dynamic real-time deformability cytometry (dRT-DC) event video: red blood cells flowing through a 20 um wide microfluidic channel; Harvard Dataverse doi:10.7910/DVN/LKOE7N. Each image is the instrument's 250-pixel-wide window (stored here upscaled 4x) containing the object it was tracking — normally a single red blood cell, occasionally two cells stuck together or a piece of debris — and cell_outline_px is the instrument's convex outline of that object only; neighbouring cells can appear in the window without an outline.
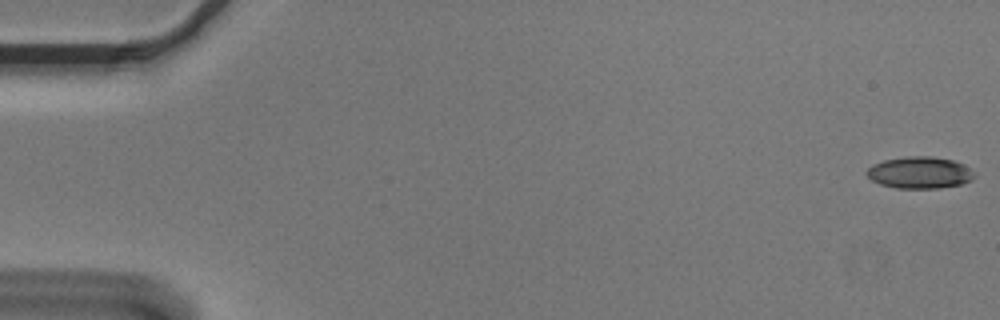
{"species": "Egyptian fruit bat (a non-hibernating species)", "species_latin": "Rousettus aegyptiacus", "temperature_condition": "cold", "stored_images_in_passage": 56, "camera_frame_rate_fps": 3000, "um_per_image_px": 0.085, "animal": {"sex": "male"}, "frame": {"image": 1, "passage_image": 1, "time_ms": 0.0, "image_size_px": [1000, 320], "cell_outline_px": [[976, 176], [972, 180], [960, 184], [936, 188], [896, 188], [880, 184], [872, 180], [864, 172], [872, 164], [884, 160], [908, 156], [932, 156], [952, 160], [964, 164]], "centroid_in_image_um": [78.15, 14.66], "position_along_channel_um": 6.9, "area_um2": 19.88}}
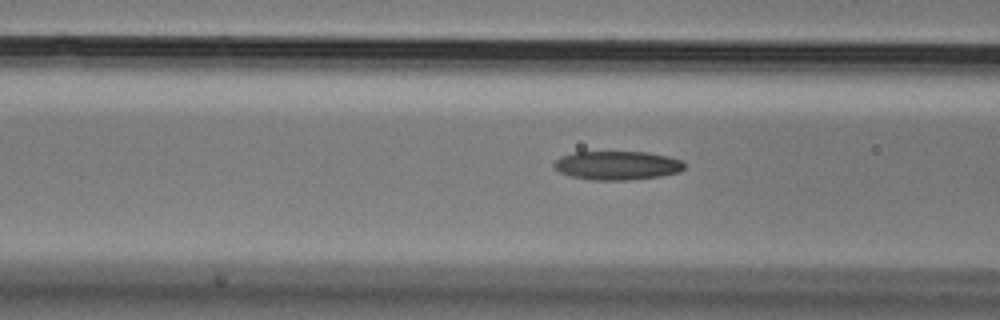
{"frame": {"image": 2, "passage_image": 22, "time_ms": 7.0, "image_size_px": [1000, 320], "cell_outline_px": [[684, 168], [680, 172], [660, 176], [628, 180], [592, 180], [572, 176], [560, 172], [552, 164], [560, 156], [576, 152], [648, 152], [668, 156], [684, 160]], "centroid_in_image_um": [52.49, 14.06], "position_along_channel_um": 114.1, "area_um2": 21.91}}
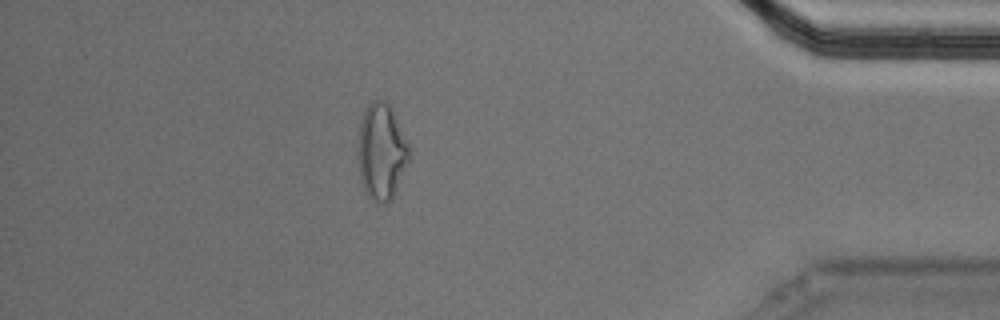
{"frame": {"image": 3, "passage_image": 49, "time_ms": 16.0, "image_size_px": [1000, 320], "cell_outline_px": [[412, 156], [388, 204], [380, 204], [372, 200], [368, 196], [360, 180], [356, 152], [360, 124], [364, 112], [368, 104], [372, 100], [384, 100], [392, 108], [412, 148]], "centroid_in_image_um": [32.44, 12.88], "position_along_channel_um": 402.8, "area_um2": 29.42}, "authors_computed_cell_mechanics": {"area_um2": 21.8484, "velocity_mm_per_s": 3.638, "shape_relaxation_time_tau1_ms": 6.2285, "shape_relaxation_time_tau2_ms": 3.8074, "deformation_change_tau1": 0.1606, "deformation_change_tau2": 0.1136}}